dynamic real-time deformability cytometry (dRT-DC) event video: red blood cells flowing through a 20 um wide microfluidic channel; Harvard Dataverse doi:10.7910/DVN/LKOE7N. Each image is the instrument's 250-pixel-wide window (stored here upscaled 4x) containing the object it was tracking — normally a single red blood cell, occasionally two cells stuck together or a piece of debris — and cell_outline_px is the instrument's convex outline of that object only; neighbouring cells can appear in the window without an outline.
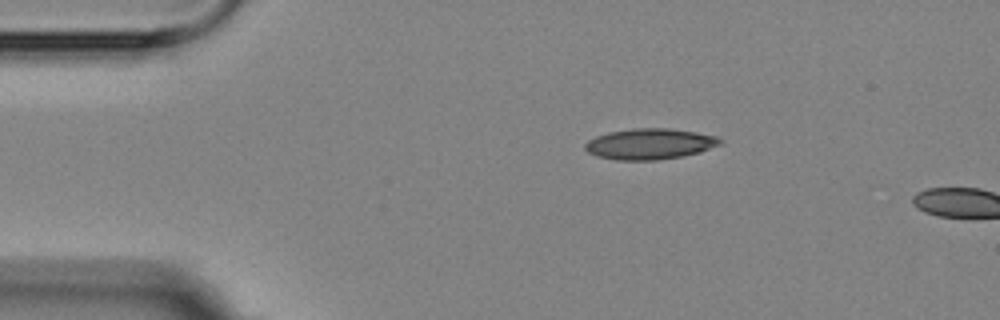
{"species": "Egyptian fruit bat (a non-hibernating species)", "species_latin": "Rousettus aegyptiacus", "temperature_condition": "room temperature", "stored_images_in_passage": 2, "camera_frame_rate_fps": 3000, "um_per_image_px": 0.085, "animal": {"sex": "female"}, "frame": {"image": 1, "passage_image": 1, "time_ms": 0.0, "image_size_px": [1000, 320], "cell_outline_px": [[724, 140], [720, 144], [700, 152], [680, 156], [656, 160], [616, 160], [596, 156], [588, 152], [584, 148], [584, 144], [588, 140], [596, 136], [608, 132], [636, 128], [668, 128], [696, 132], [716, 136]], "centroid_in_image_um": [55.21, 12.23], "position_along_channel_um": 29.8, "area_um2": 24.22}}